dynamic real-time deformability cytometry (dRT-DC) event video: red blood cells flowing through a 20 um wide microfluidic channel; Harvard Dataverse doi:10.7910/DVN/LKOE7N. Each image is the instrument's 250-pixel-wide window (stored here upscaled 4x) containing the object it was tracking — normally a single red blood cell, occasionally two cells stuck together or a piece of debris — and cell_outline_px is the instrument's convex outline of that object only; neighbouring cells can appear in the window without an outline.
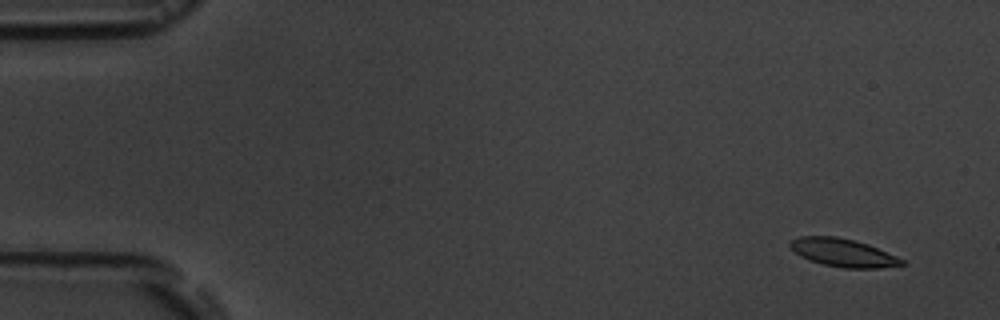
{"species": "common noctule bat (a hibernating species)", "species_latin": "Nyctalus noctula", "temperature_condition": "room temperature", "stored_images_in_passage": 5, "camera_frame_rate_fps": 3000, "um_per_image_px": 0.085, "animal": {"sex": "male", "body_mass_g": 19.5, "forearm_length_mm": 54.6}, "frame": {"image": 1, "passage_image": 1, "time_ms": 0.0, "image_size_px": [1000, 320], "cell_outline_px": [[904, 264], [880, 268], [844, 268], [824, 264], [808, 260], [800, 256], [788, 244], [792, 240], [800, 236], [836, 236], [868, 244], [896, 256], [904, 260]], "centroid_in_image_um": [71.65, 21.48], "position_along_channel_um": 13.4, "area_um2": 18.03}}